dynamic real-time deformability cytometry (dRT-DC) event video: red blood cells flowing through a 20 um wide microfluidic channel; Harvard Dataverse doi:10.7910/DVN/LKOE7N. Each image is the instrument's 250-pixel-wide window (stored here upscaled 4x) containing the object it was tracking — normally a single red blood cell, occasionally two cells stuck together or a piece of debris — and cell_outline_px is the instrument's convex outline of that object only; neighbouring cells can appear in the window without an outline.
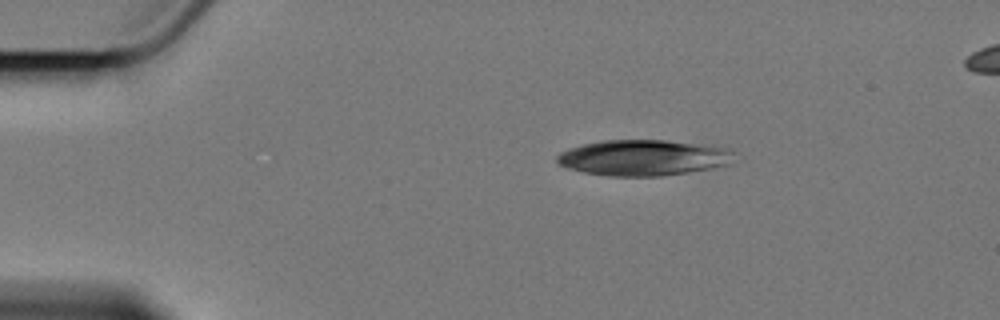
{"species": "Egyptian fruit bat (a non-hibernating species)", "species_latin": "Rousettus aegyptiacus", "temperature_condition": "cold", "stored_images_in_passage": 4, "camera_frame_rate_fps": 3000, "um_per_image_px": 0.085, "animal": {"sex": "female"}, "frame": {"image": 1, "passage_image": 1, "time_ms": 0.0, "image_size_px": [1000, 320], "cell_outline_px": [[732, 152], [728, 164], [712, 168], [660, 176], [612, 176], [584, 172], [560, 164], [556, 160], [556, 156], [560, 152], [584, 144], [604, 140], [664, 140], [728, 148]], "centroid_in_image_um": [54.65, 13.4], "position_along_channel_um": 30.4, "area_um2": 36.18}}